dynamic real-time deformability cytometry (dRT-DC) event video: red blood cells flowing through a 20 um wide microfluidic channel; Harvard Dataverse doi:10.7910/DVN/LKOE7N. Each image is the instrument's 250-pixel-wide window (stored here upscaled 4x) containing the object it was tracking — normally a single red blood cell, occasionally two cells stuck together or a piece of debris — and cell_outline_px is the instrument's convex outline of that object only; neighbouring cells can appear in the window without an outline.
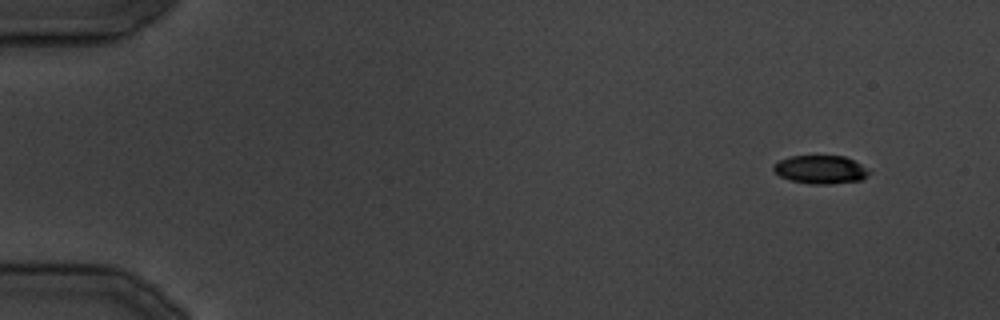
{"species": "common noctule bat (a hibernating species)", "species_latin": "Nyctalus noctula", "temperature_condition": "cold", "stored_images_in_passage": 31, "camera_frame_rate_fps": 3000, "um_per_image_px": 0.085, "animal": {"sex": "male", "body_mass_g": 19.5, "forearm_length_mm": 54.6}, "frame": {"image": 1, "passage_image": 1, "time_ms": 0.0, "image_size_px": [1000, 320], "cell_outline_px": [[872, 172], [860, 180], [832, 184], [808, 184], [792, 180], [780, 176], [772, 168], [772, 164], [788, 156], [844, 156], [860, 164]], "centroid_in_image_um": [69.73, 14.41], "position_along_channel_um": 15.3, "area_um2": 15.72}}
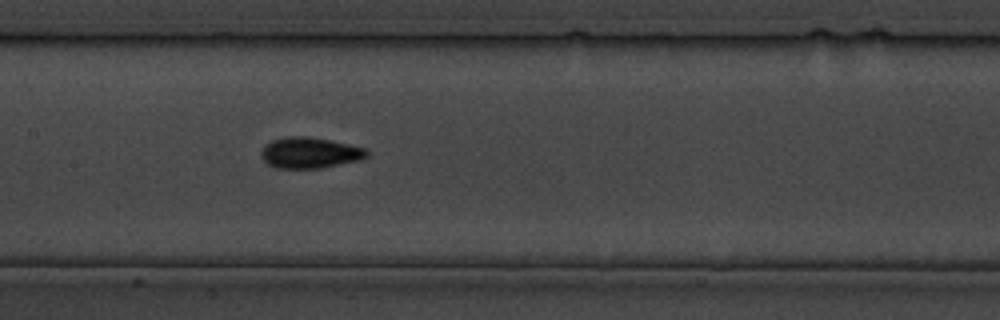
{"frame": {"image": 2, "passage_image": 16, "time_ms": 18.0, "image_size_px": [1000, 320], "cell_outline_px": [[368, 156], [360, 160], [320, 168], [276, 168], [268, 164], [260, 156], [260, 152], [272, 140], [288, 136], [308, 136], [348, 144], [364, 148], [368, 152]], "centroid_in_image_um": [26.32, 12.99], "position_along_channel_um": 181.1, "area_um2": 18.84}}
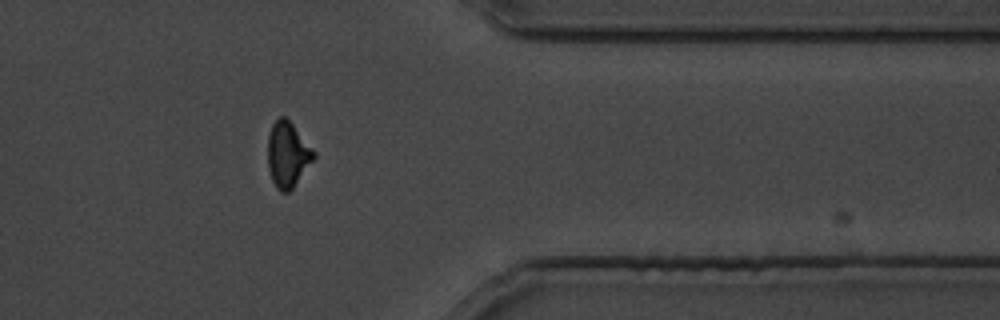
{"frame": {"image": 3, "passage_image": 27, "time_ms": 31.667, "image_size_px": [1000, 320], "cell_outline_px": [[316, 156], [292, 188], [288, 192], [280, 192], [276, 188], [272, 180], [268, 168], [268, 136], [272, 124], [280, 116], [284, 116], [292, 124], [316, 152]], "centroid_in_image_um": [24.44, 13.14], "position_along_channel_um": 387.0, "area_um2": 17.34}}